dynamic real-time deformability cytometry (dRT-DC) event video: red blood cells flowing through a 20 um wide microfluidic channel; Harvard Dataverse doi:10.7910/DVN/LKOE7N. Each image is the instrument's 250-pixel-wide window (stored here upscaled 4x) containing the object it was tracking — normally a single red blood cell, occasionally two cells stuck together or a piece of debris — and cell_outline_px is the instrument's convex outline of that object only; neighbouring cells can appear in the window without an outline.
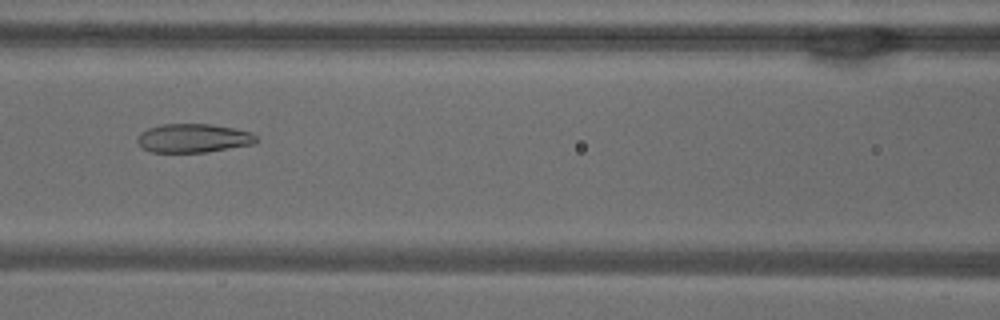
{"species": "common noctule bat (a hibernating species)", "species_latin": "Nyctalus noctula", "temperature_condition": "warm", "stored_images_in_passage": 42, "camera_frame_rate_fps": 3000, "um_per_image_px": 0.085, "animal": {"sex": "male", "body_mass_g": 18.8}, "frame": {"image": 1, "passage_image": 13, "time_ms": 4.0, "image_size_px": [1000, 320], "cell_outline_px": [[260, 140], [252, 144], [204, 152], [152, 152], [144, 148], [136, 140], [136, 136], [140, 132], [148, 128], [160, 124], [212, 124], [252, 132]], "centroid_in_image_um": [16.42, 11.73], "position_along_channel_um": 150.2, "area_um2": 19.88}}
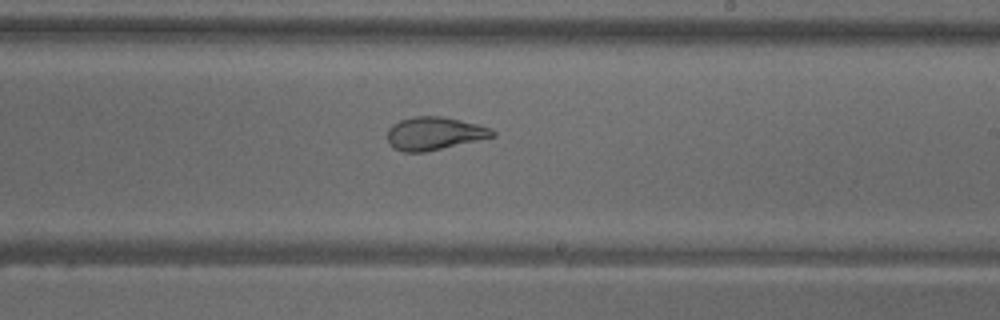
{"frame": {"image": 2, "passage_image": 21, "time_ms": 6.667, "image_size_px": [1000, 320], "cell_outline_px": [[496, 136], [424, 152], [404, 152], [392, 148], [388, 144], [388, 128], [392, 124], [400, 120], [412, 116], [440, 116], [460, 120], [492, 128], [496, 132]], "centroid_in_image_um": [36.89, 11.34], "position_along_channel_um": 252.1, "area_um2": 20.23}}
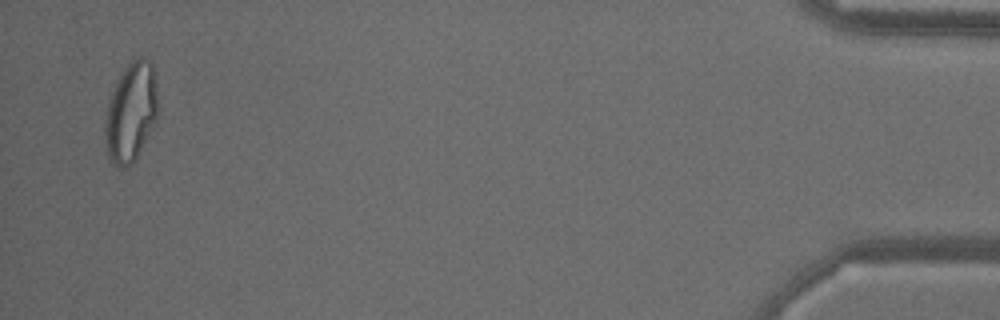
{"frame": {"image": 3, "passage_image": 41, "time_ms": 13.333, "image_size_px": [1000, 320], "cell_outline_px": [[156, 116], [136, 160], [132, 164], [124, 168], [116, 168], [112, 164], [108, 156], [104, 140], [104, 120], [108, 104], [116, 80], [120, 72], [132, 60], [140, 56], [144, 56], [152, 60], [156, 84]], "centroid_in_image_um": [11.09, 9.53], "position_along_channel_um": 424.1, "area_um2": 30.75}, "authors_computed_cell_mechanics": {"area_um2": 22.8021, "velocity_mm_per_s": 3.8341, "shape_relaxation_time_tau1_ms": null, "shape_relaxation_time_tau2_ms": 1.4947, "deformation_change_tau1": null, "deformation_change_tau2": 0.0906}}